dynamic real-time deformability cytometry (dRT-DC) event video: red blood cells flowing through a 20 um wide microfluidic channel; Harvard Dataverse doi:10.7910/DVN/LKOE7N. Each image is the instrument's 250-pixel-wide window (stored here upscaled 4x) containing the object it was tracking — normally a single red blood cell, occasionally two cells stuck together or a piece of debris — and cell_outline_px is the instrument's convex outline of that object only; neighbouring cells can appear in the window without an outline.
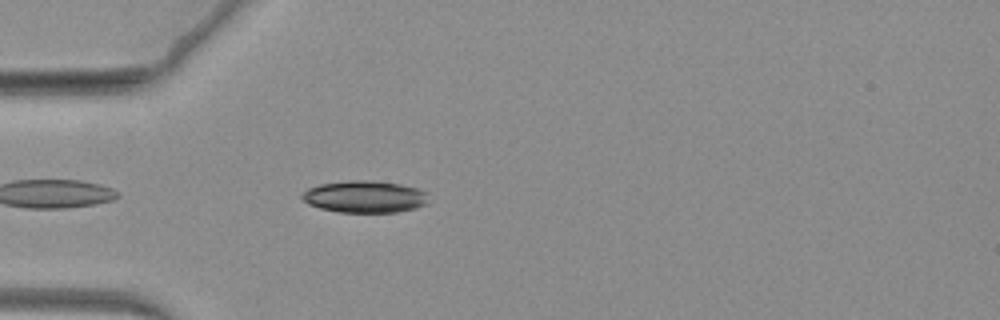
{"species": "common noctule bat (a hibernating species)", "species_latin": "Nyctalus noctula", "temperature_condition": "warm", "stored_images_in_passage": 22, "camera_frame_rate_fps": 3000, "um_per_image_px": 0.085, "animal": {"sex": "female", "body_mass_g": 19.3, "forearm_length_mm": 54.1}, "frame": {"image": 1, "passage_image": 4, "time_ms": 1.0, "image_size_px": [1000, 320], "cell_outline_px": [[428, 204], [416, 208], [396, 212], [340, 212], [320, 208], [308, 204], [300, 196], [308, 188], [320, 184], [352, 180], [368, 180], [400, 184], [416, 188], [428, 192]], "centroid_in_image_um": [31.03, 16.72], "position_along_channel_um": 54.0, "area_um2": 23.58}}
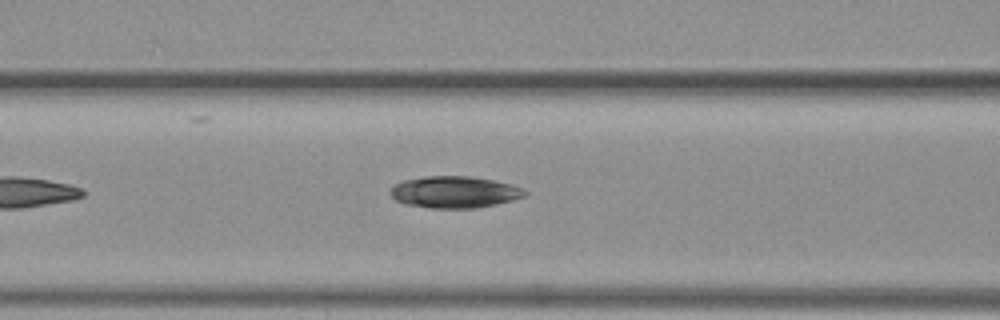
{"frame": {"image": 2, "passage_image": 12, "time_ms": 3.667, "image_size_px": [1000, 320], "cell_outline_px": [[528, 192], [524, 196], [512, 200], [496, 204], [476, 208], [432, 208], [404, 204], [396, 200], [392, 196], [392, 188], [396, 184], [404, 180], [424, 176], [468, 176], [492, 180], [512, 184], [524, 188]], "centroid_in_image_um": [38.66, 16.32], "position_along_channel_um": 127.9, "area_um2": 24.74}}
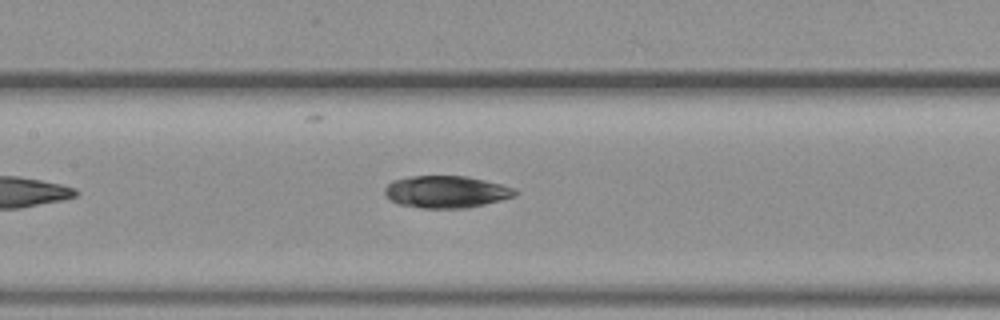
{"frame": {"image": 3, "passage_image": 16, "time_ms": 5.0, "image_size_px": [1000, 320], "cell_outline_px": [[520, 192], [516, 196], [468, 208], [420, 208], [400, 204], [392, 200], [384, 192], [384, 188], [392, 180], [408, 176], [468, 176], [516, 188]], "centroid_in_image_um": [37.96, 16.3], "position_along_channel_um": 169.4, "area_um2": 24.45}}